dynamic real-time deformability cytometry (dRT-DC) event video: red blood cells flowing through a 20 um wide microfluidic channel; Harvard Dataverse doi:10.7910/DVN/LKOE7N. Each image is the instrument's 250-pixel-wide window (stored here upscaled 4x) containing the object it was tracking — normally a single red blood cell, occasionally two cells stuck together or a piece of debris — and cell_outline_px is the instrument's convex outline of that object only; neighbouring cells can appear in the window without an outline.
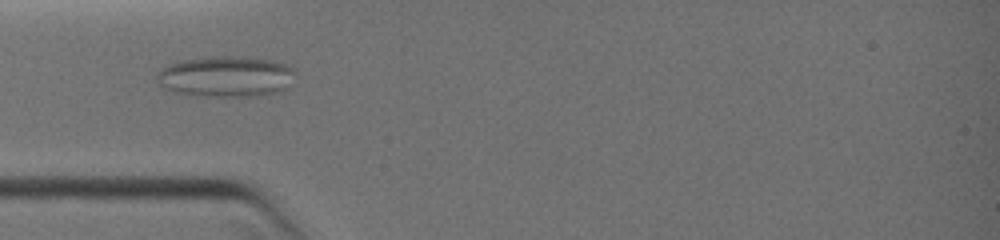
{"species": "common noctule bat (a hibernating species)", "species_latin": "Nyctalus noctula", "temperature_condition": "warm", "stored_images_in_passage": 1, "camera_frame_rate_fps": 3000, "um_per_image_px": 0.085, "animal": {"sex": "female", "body_mass_g": 19.0, "forearm_length_mm": 51.5}, "frame": {"image": 1, "passage_image": 1, "time_ms": 0.0, "image_size_px": [1000, 240], "cell_outline_px": [[292, 72], [288, 88], [256, 96], [204, 96], [172, 92], [164, 88], [156, 80], [156, 72], [160, 68], [176, 60], [212, 56], [244, 56], [276, 60], [288, 64], [292, 68]], "centroid_in_image_um": [19.12, 6.47], "position_along_channel_um": 65.9, "area_um2": 33.29}}